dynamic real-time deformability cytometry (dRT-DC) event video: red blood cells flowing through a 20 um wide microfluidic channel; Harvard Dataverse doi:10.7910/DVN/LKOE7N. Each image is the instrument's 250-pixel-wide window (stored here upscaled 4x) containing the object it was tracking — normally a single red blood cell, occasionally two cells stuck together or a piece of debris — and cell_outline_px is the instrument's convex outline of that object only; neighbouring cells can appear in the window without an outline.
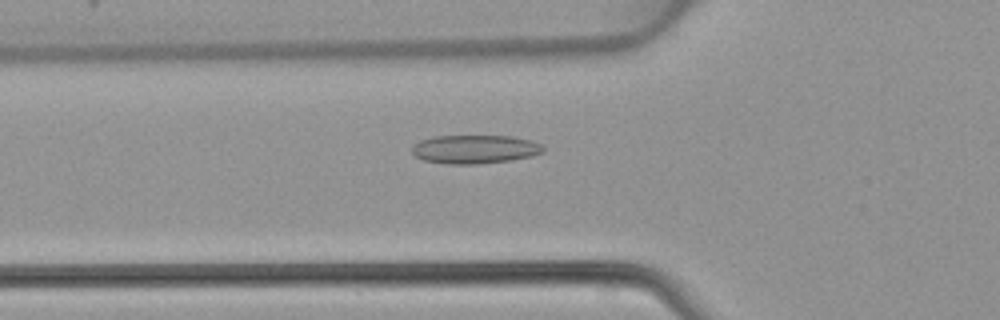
{"species": "common noctule bat (a hibernating species)", "species_latin": "Nyctalus noctula", "temperature_condition": "warm", "stored_images_in_passage": 48, "camera_frame_rate_fps": 3000, "um_per_image_px": 0.085, "animal": {"sex": "female", "body_mass_g": 22.7, "forearm_length_mm": 54.2}, "frame": {"image": 1, "passage_image": 17, "time_ms": 5.333, "image_size_px": [1000, 320], "cell_outline_px": [[544, 152], [532, 156], [512, 160], [476, 164], [448, 164], [424, 160], [416, 156], [412, 152], [412, 144], [420, 140], [436, 136], [512, 136], [532, 140], [540, 144], [544, 148]], "centroid_in_image_um": [40.37, 12.68], "position_along_channel_um": 85.4, "area_um2": 21.96}}
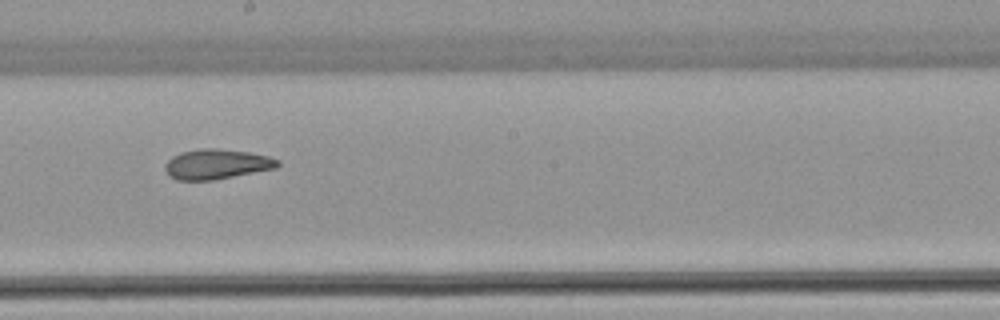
{"frame": {"image": 2, "passage_image": 27, "time_ms": 8.667, "image_size_px": [1000, 320], "cell_outline_px": [[280, 164], [276, 168], [212, 180], [176, 180], [168, 176], [164, 168], [164, 164], [172, 156], [180, 152], [200, 148], [216, 148], [248, 152], [268, 156], [280, 160]], "centroid_in_image_um": [18.38, 13.95], "position_along_channel_um": 229.8, "area_um2": 19.77}}
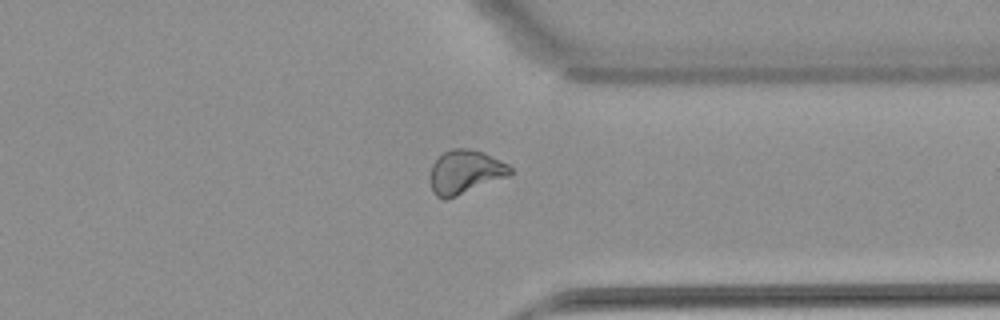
{"frame": {"image": 3, "passage_image": 37, "time_ms": 12.0, "image_size_px": [1000, 320], "cell_outline_px": [[512, 172], [508, 176], [456, 196], [444, 200], [436, 196], [432, 192], [432, 164], [444, 152], [452, 148], [468, 148], [484, 152], [508, 164], [512, 168]], "centroid_in_image_um": [39.56, 14.6], "position_along_channel_um": 371.8, "area_um2": 20.11}}